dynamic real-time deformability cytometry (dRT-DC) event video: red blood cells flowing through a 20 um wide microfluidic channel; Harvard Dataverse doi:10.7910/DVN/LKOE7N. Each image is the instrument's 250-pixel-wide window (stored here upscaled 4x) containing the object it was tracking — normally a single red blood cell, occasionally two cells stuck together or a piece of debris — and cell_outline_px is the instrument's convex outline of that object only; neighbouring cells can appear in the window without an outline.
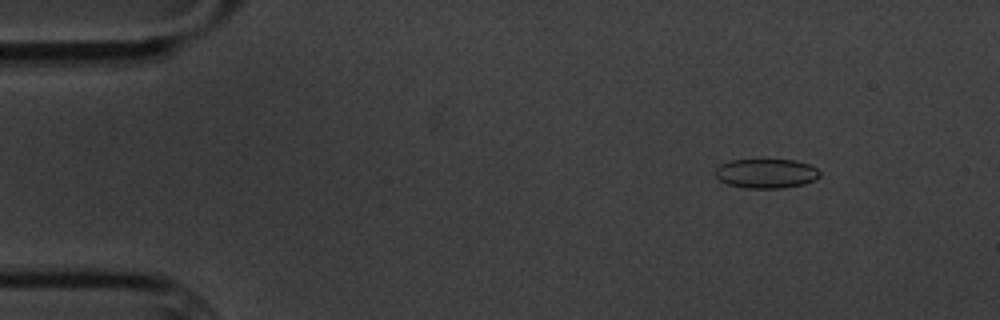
{"species": "common noctule bat (a hibernating species)", "species_latin": "Nyctalus noctula", "temperature_condition": "cold", "stored_images_in_passage": 4, "camera_frame_rate_fps": 3000, "um_per_image_px": 0.085, "animal": {"sex": "male", "body_mass_g": 20.1, "forearm_length_mm": 53.5}, "frame": {"image": 1, "passage_image": 2, "time_ms": 1.0, "image_size_px": [1000, 320], "cell_outline_px": [[820, 176], [816, 180], [804, 184], [784, 188], [748, 188], [728, 184], [720, 180], [716, 176], [716, 168], [720, 164], [732, 160], [764, 156], [796, 160], [808, 164], [816, 168], [820, 172]], "centroid_in_image_um": [65.15, 14.68], "position_along_channel_um": 19.9, "area_um2": 18.79}}
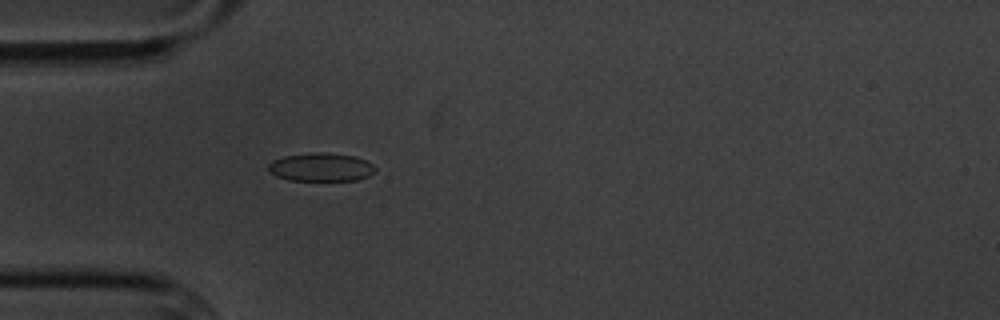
{"frame": {"image": 2, "passage_image": 4, "time_ms": 4.333, "image_size_px": [1000, 320], "cell_outline_px": [[376, 168], [368, 176], [356, 180], [288, 180], [276, 176], [268, 172], [268, 164], [272, 160], [284, 156], [316, 152], [324, 152], [356, 156], [372, 164]], "centroid_in_image_um": [27.24, 14.2], "position_along_channel_um": 57.8, "area_um2": 17.63}}